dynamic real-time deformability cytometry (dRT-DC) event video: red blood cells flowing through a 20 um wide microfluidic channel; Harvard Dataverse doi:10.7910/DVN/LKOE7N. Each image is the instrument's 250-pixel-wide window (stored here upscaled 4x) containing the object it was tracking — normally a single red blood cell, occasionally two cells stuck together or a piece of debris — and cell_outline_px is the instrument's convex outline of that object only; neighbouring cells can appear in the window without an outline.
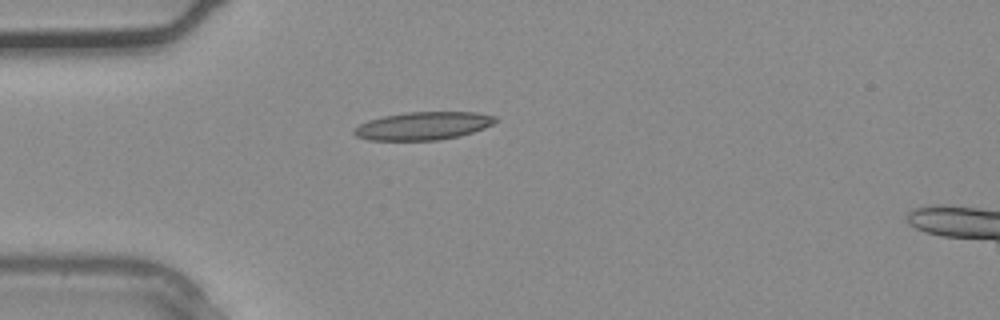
{"species": "common noctule bat (a hibernating species)", "species_latin": "Nyctalus noctula", "temperature_condition": "warm", "stored_images_in_passage": 2, "camera_frame_rate_fps": 3000, "um_per_image_px": 0.085, "animal": {"sex": "male", "body_mass_g": 20.4}, "frame": {"image": 1, "passage_image": 2, "time_ms": 0.333, "image_size_px": [1000, 320], "cell_outline_px": [[500, 120], [484, 128], [460, 136], [440, 140], [368, 140], [356, 136], [352, 132], [352, 128], [368, 120], [384, 116], [404, 112], [476, 112], [496, 116]], "centroid_in_image_um": [35.97, 10.69], "position_along_channel_um": 49.0, "area_um2": 23.24}}